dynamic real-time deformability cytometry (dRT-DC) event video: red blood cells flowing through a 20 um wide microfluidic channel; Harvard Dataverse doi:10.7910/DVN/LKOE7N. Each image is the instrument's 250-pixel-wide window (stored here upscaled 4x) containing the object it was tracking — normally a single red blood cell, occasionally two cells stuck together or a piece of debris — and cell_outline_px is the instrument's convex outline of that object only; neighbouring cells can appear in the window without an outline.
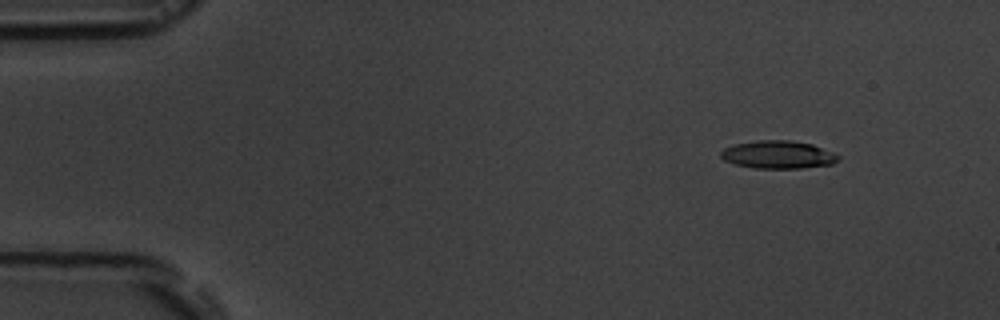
{"species": "common noctule bat (a hibernating species)", "species_latin": "Nyctalus noctula", "temperature_condition": "room temperature", "stored_images_in_passage": 5, "camera_frame_rate_fps": 3000, "um_per_image_px": 0.085, "animal": {"sex": "male", "body_mass_g": 19.5, "forearm_length_mm": 54.6}, "frame": {"image": 1, "passage_image": 2, "time_ms": 1.0, "image_size_px": [1000, 320], "cell_outline_px": [[840, 160], [832, 164], [800, 168], [756, 168], [732, 164], [724, 160], [720, 156], [720, 152], [724, 148], [732, 144], [756, 140], [792, 140], [812, 144], [840, 156]], "centroid_in_image_um": [66.09, 13.14], "position_along_channel_um": 18.9, "area_um2": 19.19}}
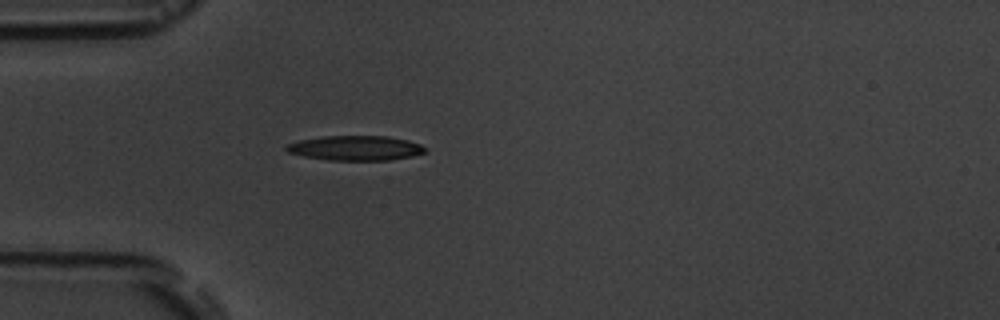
{"frame": {"image": 2, "passage_image": 5, "time_ms": 4.333, "image_size_px": [1000, 320], "cell_outline_px": [[428, 148], [424, 152], [408, 156], [388, 160], [328, 160], [304, 156], [288, 152], [284, 148], [288, 144], [300, 140], [320, 136], [388, 136], [408, 140], [420, 144]], "centroid_in_image_um": [30.2, 12.57], "position_along_channel_um": 54.8, "area_um2": 19.88}}